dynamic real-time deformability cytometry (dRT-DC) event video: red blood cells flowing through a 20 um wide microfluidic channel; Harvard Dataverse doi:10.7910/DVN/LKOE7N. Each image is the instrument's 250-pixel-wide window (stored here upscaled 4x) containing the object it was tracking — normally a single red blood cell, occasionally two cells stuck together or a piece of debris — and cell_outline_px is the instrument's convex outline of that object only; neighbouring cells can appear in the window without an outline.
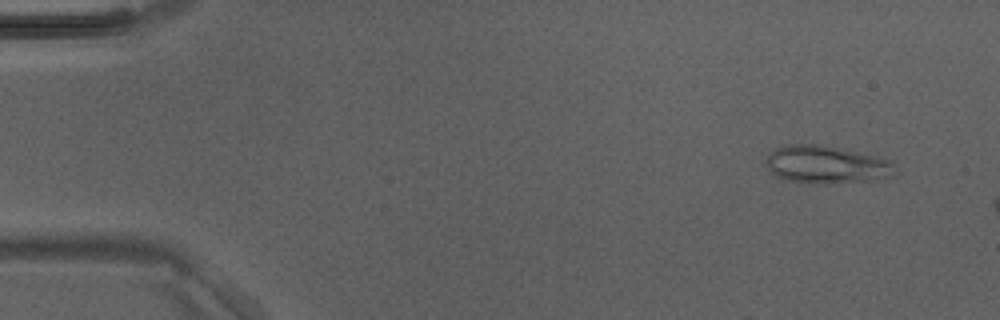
{"species": "Egyptian fruit bat (a non-hibernating species)", "species_latin": "Rousettus aegyptiacus", "temperature_condition": "room temperature", "stored_images_in_passage": 5, "camera_frame_rate_fps": 3000, "um_per_image_px": 0.085, "animal": {"sex": "male"}, "frame": {"image": 1, "passage_image": 5, "time_ms": 1.333, "image_size_px": [1000, 320], "cell_outline_px": [[892, 176], [876, 180], [828, 184], [816, 184], [784, 180], [768, 172], [768, 156], [776, 148], [788, 144], [820, 144], [876, 156], [892, 160]], "centroid_in_image_um": [70.22, 14.01], "position_along_channel_um": 14.8, "area_um2": 28.38}}